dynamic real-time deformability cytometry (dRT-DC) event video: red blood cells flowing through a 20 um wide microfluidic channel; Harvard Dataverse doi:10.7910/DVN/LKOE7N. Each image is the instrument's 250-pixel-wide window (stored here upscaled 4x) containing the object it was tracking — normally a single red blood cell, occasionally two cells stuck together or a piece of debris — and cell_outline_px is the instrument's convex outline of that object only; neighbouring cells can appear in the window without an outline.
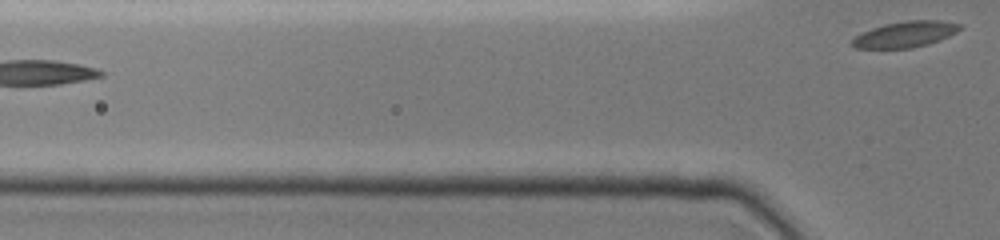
{"species": "common noctule bat (a hibernating species)", "species_latin": "Nyctalus noctula", "temperature_condition": "cold", "stored_images_in_passage": 10, "segment_of_instrument_passage": [2, 2], "camera_frame_rate_fps": 3000, "um_per_image_px": 0.085, "animal": {"sex": "female", "body_mass_g": 19.0, "forearm_length_mm": 51.5}, "frame": {"image": 1, "passage_image": 10, "time_ms": 5.333, "image_size_px": [1000, 240], "cell_outline_px": [[964, 28], [948, 36], [928, 44], [912, 48], [856, 48], [848, 44], [856, 36], [872, 28], [884, 24], [904, 20], [940, 20], [960, 24]], "centroid_in_image_um": [76.95, 2.91], "position_along_channel_um": 48.9, "area_um2": 16.3}}